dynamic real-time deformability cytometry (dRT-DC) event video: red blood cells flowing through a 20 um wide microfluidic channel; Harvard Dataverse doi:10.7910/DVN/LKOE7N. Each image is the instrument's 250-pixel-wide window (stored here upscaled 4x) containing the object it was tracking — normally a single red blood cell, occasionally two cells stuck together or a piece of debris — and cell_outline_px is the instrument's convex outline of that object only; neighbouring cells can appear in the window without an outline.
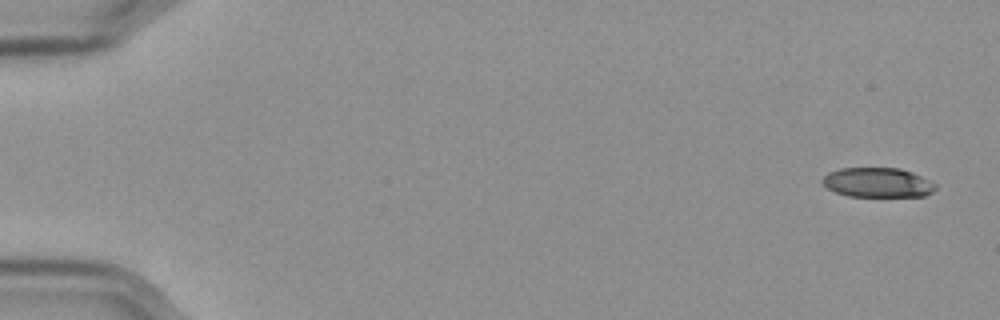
{"species": "Egyptian fruit bat (a non-hibernating species)", "species_latin": "Rousettus aegyptiacus", "temperature_condition": "cold", "stored_images_in_passage": 52, "camera_frame_rate_fps": 3000, "um_per_image_px": 0.085, "frame": {"image": 1, "passage_image": 1, "time_ms": 0.0, "image_size_px": [1000, 320], "cell_outline_px": [[936, 188], [932, 192], [924, 196], [848, 196], [836, 192], [828, 188], [820, 180], [828, 172], [840, 168], [900, 168], [912, 172], [936, 184]], "centroid_in_image_um": [74.58, 15.51], "position_along_channel_um": 10.4, "area_um2": 19.42}}
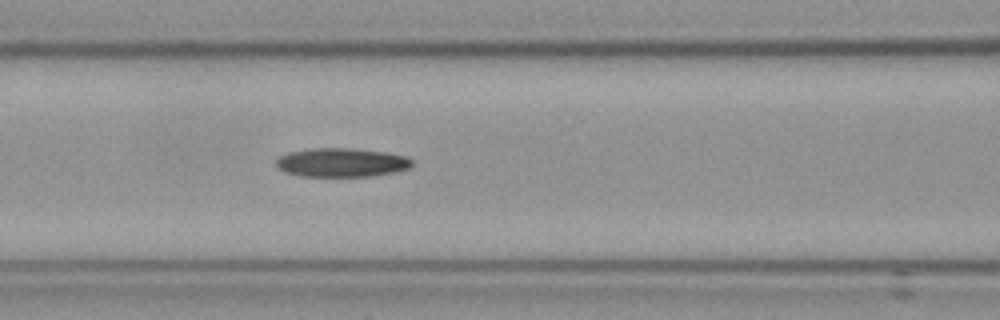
{"frame": {"image": 2, "passage_image": 24, "time_ms": 7.667, "image_size_px": [1000, 320], "cell_outline_px": [[412, 164], [408, 168], [392, 172], [372, 176], [300, 176], [276, 168], [276, 160], [280, 156], [288, 152], [312, 148], [352, 148], [384, 152], [408, 156], [412, 160]], "centroid_in_image_um": [29.01, 13.8], "position_along_channel_um": 137.6, "area_um2": 22.77}}
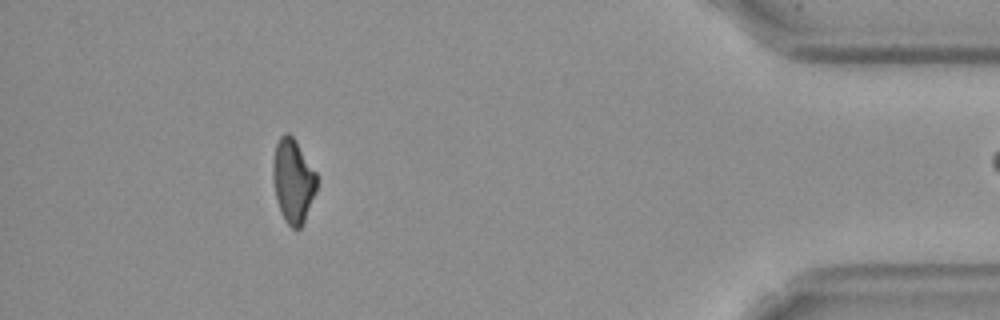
{"frame": {"image": 3, "passage_image": 51, "time_ms": 16.667, "image_size_px": [1000, 320], "cell_outline_px": [[316, 192], [304, 220], [300, 228], [292, 228], [284, 220], [280, 212], [276, 196], [272, 176], [272, 164], [276, 144], [280, 136], [284, 132], [288, 132], [296, 140], [316, 172]], "centroid_in_image_um": [24.89, 15.34], "position_along_channel_um": 410.3, "area_um2": 21.39}}